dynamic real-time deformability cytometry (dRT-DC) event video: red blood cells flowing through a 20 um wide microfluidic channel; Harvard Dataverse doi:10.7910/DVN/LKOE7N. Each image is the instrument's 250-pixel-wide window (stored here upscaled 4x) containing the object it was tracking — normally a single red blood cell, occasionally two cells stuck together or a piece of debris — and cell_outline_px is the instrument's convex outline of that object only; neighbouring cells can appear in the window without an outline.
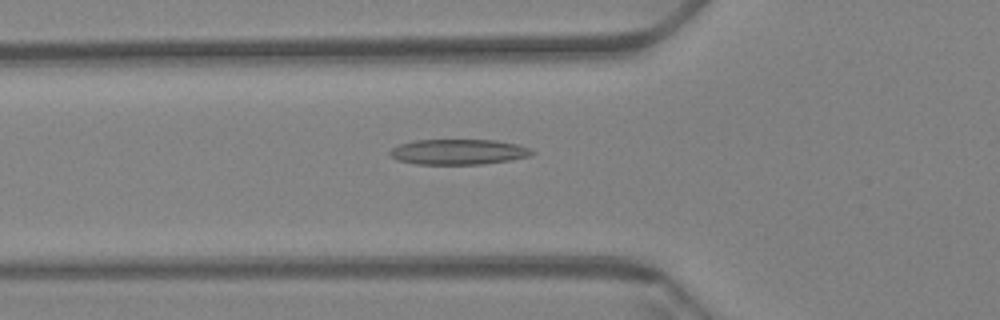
{"species": "Egyptian fruit bat (a non-hibernating species)", "species_latin": "Rousettus aegyptiacus", "temperature_condition": "warm", "stored_images_in_passage": 61, "camera_frame_rate_fps": 3000, "um_per_image_px": 0.085, "animal": {"sex": "female"}, "frame": {"image": 1, "passage_image": 22, "time_ms": 7.0, "image_size_px": [1000, 320], "cell_outline_px": [[536, 152], [528, 156], [508, 160], [480, 164], [416, 164], [396, 160], [388, 156], [388, 152], [392, 148], [400, 144], [416, 140], [492, 140], [516, 144], [528, 148]], "centroid_in_image_um": [38.88, 12.91], "position_along_channel_um": 86.9, "area_um2": 20.87}}
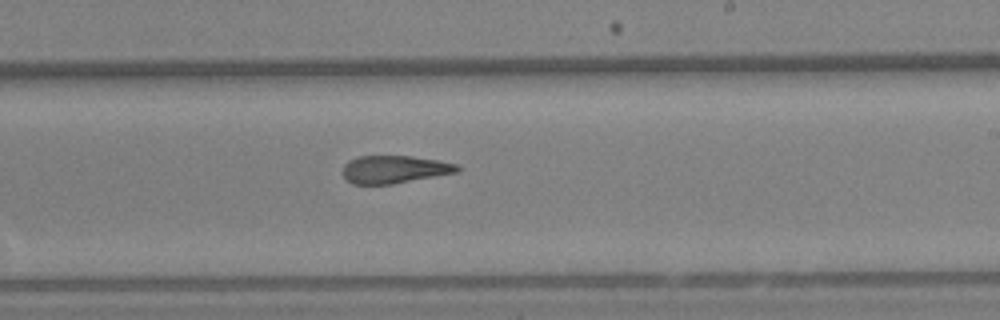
{"frame": {"image": 2, "passage_image": 37, "time_ms": 12.0, "image_size_px": [1000, 320], "cell_outline_px": [[460, 168], [456, 172], [392, 184], [352, 184], [344, 176], [344, 164], [348, 160], [356, 156], [412, 156], [436, 160], [456, 164]], "centroid_in_image_um": [33.48, 14.39], "position_along_channel_um": 255.5, "area_um2": 18.26}}
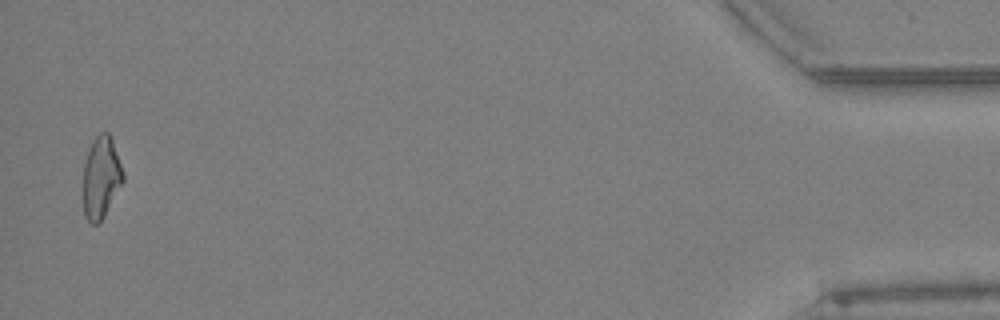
{"frame": {"image": 3, "passage_image": 60, "time_ms": 19.667, "image_size_px": [1000, 320], "cell_outline_px": [[124, 180], [104, 216], [96, 224], [92, 224], [84, 216], [84, 164], [88, 152], [96, 136], [100, 132], [108, 132], [112, 140], [124, 176]], "centroid_in_image_um": [8.59, 15.1], "position_along_channel_um": 426.6, "area_um2": 18.5}, "authors_computed_cell_mechanics": {"area_um2": 19.8832, "velocity_mm_per_s": 3.3795, "shape_relaxation_time_tau1_ms": null, "shape_relaxation_time_tau2_ms": 3.7985, "deformation_change_tau1": null, "deformation_change_tau2": 0.1439}}